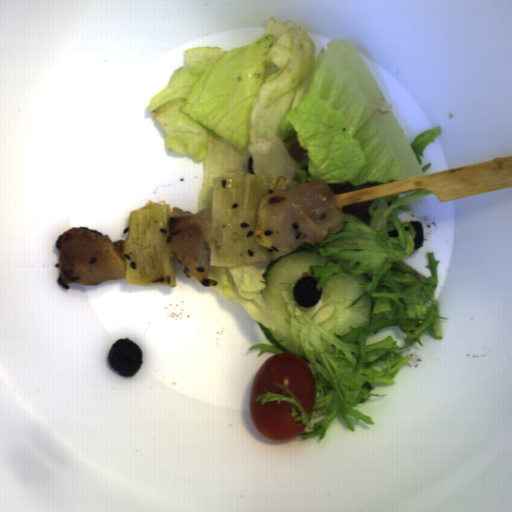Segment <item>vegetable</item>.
<instances>
[{
    "label": "vegetable",
    "mask_w": 512,
    "mask_h": 512,
    "mask_svg": "<svg viewBox=\"0 0 512 512\" xmlns=\"http://www.w3.org/2000/svg\"><path fill=\"white\" fill-rule=\"evenodd\" d=\"M262 26L248 45L187 48L186 64L148 104L167 149L203 164L197 213L211 207L216 177H285L287 189L425 175L423 152L441 127L409 142L353 44L333 40L317 54L292 19Z\"/></svg>",
    "instance_id": "vegetable-1"
},
{
    "label": "vegetable",
    "mask_w": 512,
    "mask_h": 512,
    "mask_svg": "<svg viewBox=\"0 0 512 512\" xmlns=\"http://www.w3.org/2000/svg\"><path fill=\"white\" fill-rule=\"evenodd\" d=\"M433 194L426 189L399 197L375 199L368 210L371 220L364 223L343 212L342 229L324 238L322 244L306 242L296 248L318 252L331 258L324 266H309V276H315L318 289L338 273L368 275V283L357 299L343 309L356 305L365 295L373 300L370 323L352 328L339 335L326 333L298 306L293 288L295 283H279L282 300L290 316L289 333L297 352L312 372L315 384V406L306 413L292 390L275 383L289 394L264 392L254 400L292 402L291 417L302 439L323 440L331 423L339 417L346 427L355 431L363 422L374 426L373 418L363 414L359 406L370 398H384L375 393L376 387L395 384L397 373L408 363L405 349L414 343L423 345L421 336L442 340L443 321L435 293L439 284L438 263L428 251L430 275L422 274L404 262L415 249V233L410 223L401 222L400 210L410 211L413 202Z\"/></svg>",
    "instance_id": "vegetable-2"
},
{
    "label": "vegetable",
    "mask_w": 512,
    "mask_h": 512,
    "mask_svg": "<svg viewBox=\"0 0 512 512\" xmlns=\"http://www.w3.org/2000/svg\"><path fill=\"white\" fill-rule=\"evenodd\" d=\"M285 176L245 174L217 176L213 180L210 266L234 268L271 261L273 249L256 241L262 200L287 189Z\"/></svg>",
    "instance_id": "vegetable-3"
},
{
    "label": "vegetable",
    "mask_w": 512,
    "mask_h": 512,
    "mask_svg": "<svg viewBox=\"0 0 512 512\" xmlns=\"http://www.w3.org/2000/svg\"><path fill=\"white\" fill-rule=\"evenodd\" d=\"M172 210L165 200H148L131 211L123 245L126 284L177 287L174 262L167 244Z\"/></svg>",
    "instance_id": "vegetable-4"
},
{
    "label": "vegetable",
    "mask_w": 512,
    "mask_h": 512,
    "mask_svg": "<svg viewBox=\"0 0 512 512\" xmlns=\"http://www.w3.org/2000/svg\"><path fill=\"white\" fill-rule=\"evenodd\" d=\"M256 349H259L258 351V355H257V358L258 357H262L264 355L265 352H270V353H284V351L280 350L279 348L275 347L274 344L273 345H266L264 343H261V342H254L252 344V346L249 348L248 351H254Z\"/></svg>",
    "instance_id": "vegetable-5"
}]
</instances>
